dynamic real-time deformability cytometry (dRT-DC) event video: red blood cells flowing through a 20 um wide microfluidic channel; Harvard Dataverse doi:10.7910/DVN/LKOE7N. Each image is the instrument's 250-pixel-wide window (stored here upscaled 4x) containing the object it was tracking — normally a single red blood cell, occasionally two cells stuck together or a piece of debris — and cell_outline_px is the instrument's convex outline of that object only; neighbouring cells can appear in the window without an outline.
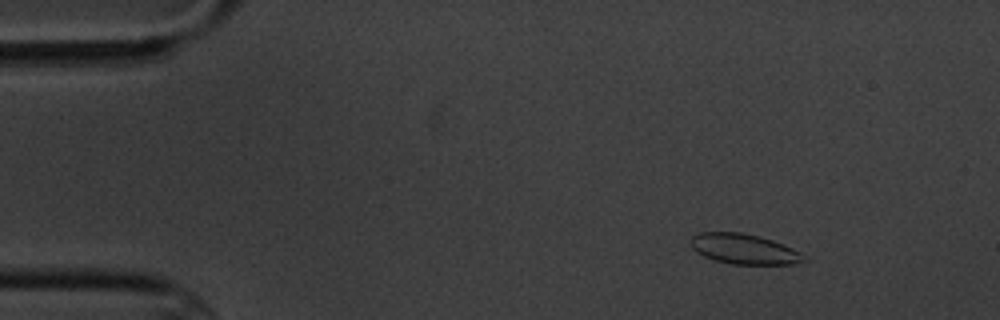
{"species": "common noctule bat (a hibernating species)", "species_latin": "Nyctalus noctula", "temperature_condition": "cold", "stored_images_in_passage": 8, "camera_frame_rate_fps": 3000, "um_per_image_px": 0.085, "animal": {"sex": "male", "body_mass_g": 20.1, "forearm_length_mm": 53.5}, "frame": {"image": 1, "passage_image": 3, "time_ms": 2.333, "image_size_px": [1000, 320], "cell_outline_px": [[808, 256], [804, 260], [792, 264], [732, 264], [716, 260], [704, 256], [696, 252], [692, 248], [688, 240], [692, 236], [700, 232], [740, 232], [772, 240], [792, 248]], "centroid_in_image_um": [63.2, 21.16], "position_along_channel_um": 21.8, "area_um2": 19.83}}
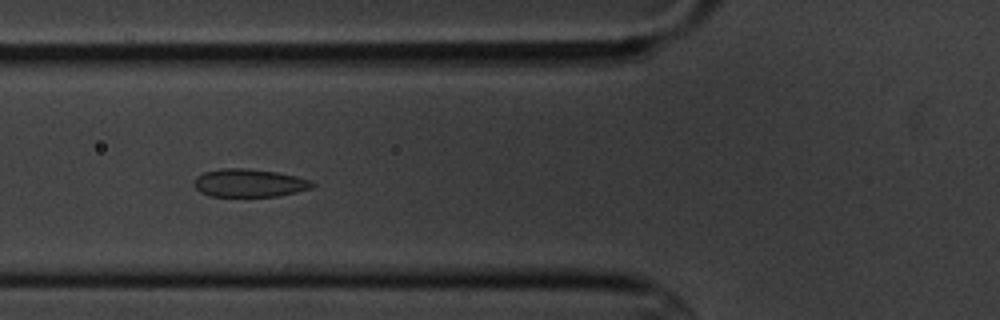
{"frame": {"image": 2, "passage_image": 7, "time_ms": 7.0, "image_size_px": [1000, 320], "cell_outline_px": [[316, 184], [312, 188], [296, 192], [276, 196], [208, 196], [200, 192], [192, 184], [196, 176], [204, 172], [220, 168], [248, 168], [276, 172], [296, 176], [312, 180]], "centroid_in_image_um": [21.17, 15.55], "position_along_channel_um": 104.6, "area_um2": 19.48}}
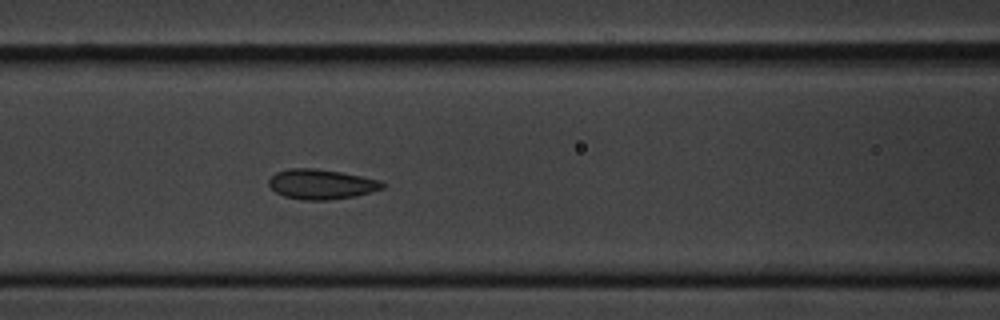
{"frame": {"image": 3, "passage_image": 8, "time_ms": 8.0, "image_size_px": [1000, 320], "cell_outline_px": [[384, 188], [356, 196], [328, 200], [304, 200], [284, 196], [276, 192], [268, 184], [268, 180], [276, 172], [292, 168], [316, 168], [340, 172], [380, 180], [384, 184]], "centroid_in_image_um": [27.3, 15.66], "position_along_channel_um": 139.3, "area_um2": 19.71}}